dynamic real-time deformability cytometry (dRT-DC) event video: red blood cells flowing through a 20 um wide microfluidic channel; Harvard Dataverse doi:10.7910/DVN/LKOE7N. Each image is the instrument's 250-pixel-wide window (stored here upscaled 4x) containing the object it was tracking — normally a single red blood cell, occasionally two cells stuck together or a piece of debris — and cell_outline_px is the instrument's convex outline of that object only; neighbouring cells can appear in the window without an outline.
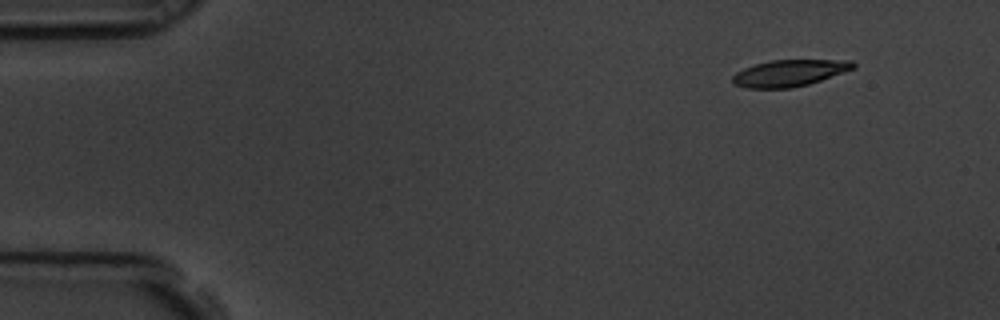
{"species": "common noctule bat (a hibernating species)", "species_latin": "Nyctalus noctula", "temperature_condition": "room temperature", "stored_images_in_passage": 4, "camera_frame_rate_fps": 3000, "um_per_image_px": 0.085, "animal": {"sex": "male", "body_mass_g": 19.5, "forearm_length_mm": 54.6}, "frame": {"image": 1, "passage_image": 1, "time_ms": 0.0, "image_size_px": [1000, 320], "cell_outline_px": [[856, 68], [808, 84], [792, 88], [744, 88], [732, 84], [732, 76], [736, 72], [744, 68], [756, 64], [772, 60], [852, 60], [856, 64]], "centroid_in_image_um": [67.08, 6.21], "position_along_channel_um": 17.9, "area_um2": 18.73}}
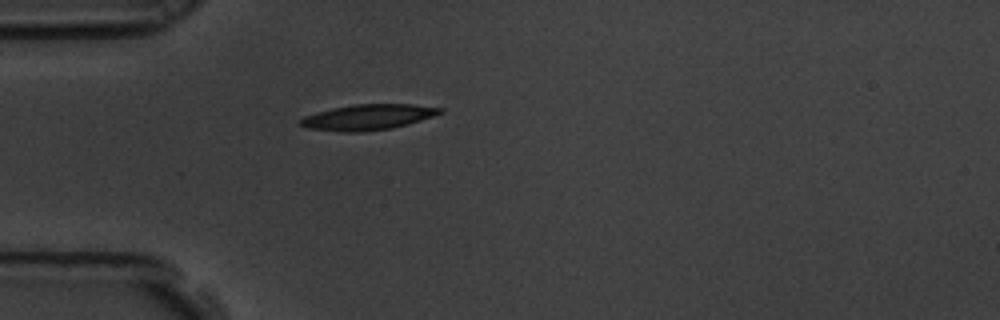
{"frame": {"image": 2, "passage_image": 4, "time_ms": 1.0, "image_size_px": [1000, 320], "cell_outline_px": [[444, 112], [408, 124], [392, 128], [360, 132], [340, 132], [308, 128], [296, 124], [304, 116], [316, 112], [332, 108], [352, 104], [412, 104], [444, 108]], "centroid_in_image_um": [31.24, 9.95], "position_along_channel_um": 53.8, "area_um2": 20.92}}